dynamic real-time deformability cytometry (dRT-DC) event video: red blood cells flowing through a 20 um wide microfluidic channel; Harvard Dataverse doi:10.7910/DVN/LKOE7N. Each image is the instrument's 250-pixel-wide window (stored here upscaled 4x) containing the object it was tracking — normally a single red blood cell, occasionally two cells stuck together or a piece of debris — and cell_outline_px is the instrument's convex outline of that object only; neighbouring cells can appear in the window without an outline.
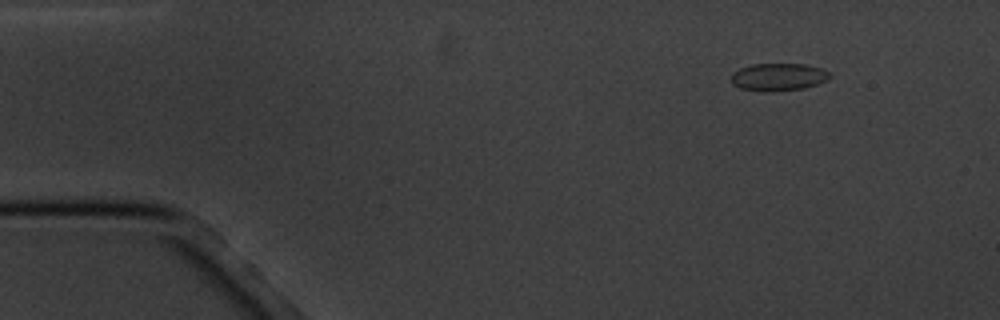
{"species": "common noctule bat (a hibernating species)", "species_latin": "Nyctalus noctula", "temperature_condition": "cold", "stored_images_in_passage": 4, "camera_frame_rate_fps": 3000, "um_per_image_px": 0.085, "animal": {"sex": "male", "body_mass_g": 20.1, "forearm_length_mm": 53.5}, "frame": {"image": 1, "passage_image": 1, "time_ms": 0.0, "image_size_px": [1000, 320], "cell_outline_px": [[832, 76], [828, 80], [820, 84], [804, 88], [772, 92], [764, 92], [740, 88], [732, 84], [732, 72], [740, 68], [752, 64], [808, 64], [832, 72]], "centroid_in_image_um": [66.21, 6.55], "position_along_channel_um": 18.8, "area_um2": 16.18}}
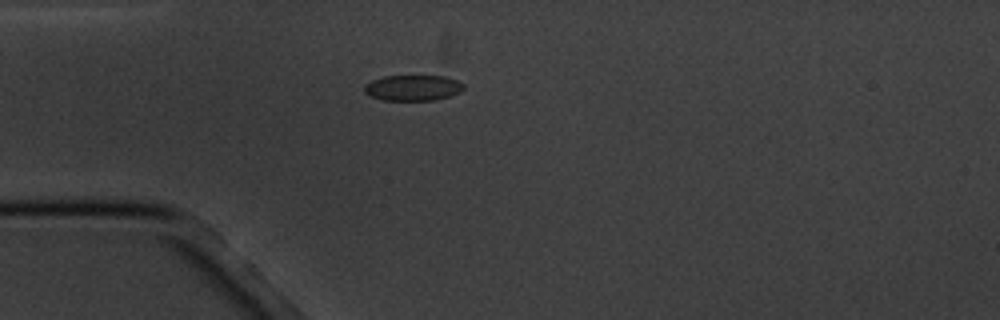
{"frame": {"image": 2, "passage_image": 3, "time_ms": 3.0, "image_size_px": [1000, 320], "cell_outline_px": [[464, 88], [460, 92], [436, 100], [380, 100], [368, 96], [364, 92], [364, 84], [372, 80], [384, 76], [444, 76], [456, 80], [464, 84]], "centroid_in_image_um": [35.05, 7.47], "position_along_channel_um": 49.9, "area_um2": 14.97}}